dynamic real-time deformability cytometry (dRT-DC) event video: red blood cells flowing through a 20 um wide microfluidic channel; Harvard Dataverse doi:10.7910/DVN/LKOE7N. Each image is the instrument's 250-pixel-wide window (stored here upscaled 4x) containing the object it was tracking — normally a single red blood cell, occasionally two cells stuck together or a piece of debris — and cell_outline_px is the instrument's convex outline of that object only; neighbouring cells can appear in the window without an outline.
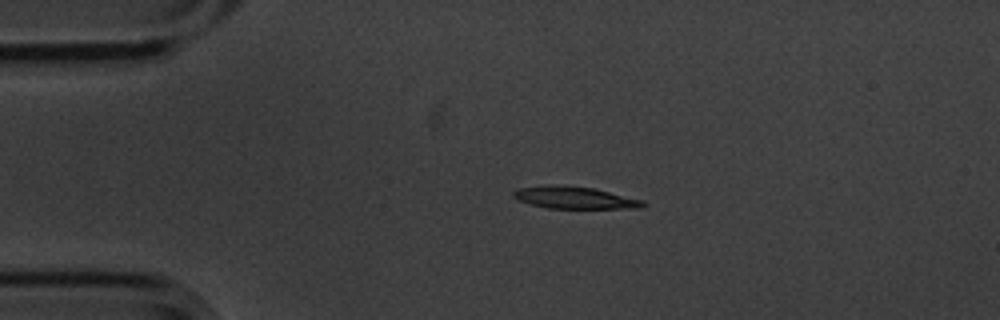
{"species": "common noctule bat (a hibernating species)", "species_latin": "Nyctalus noctula", "temperature_condition": "cold", "stored_images_in_passage": 3, "camera_frame_rate_fps": 3000, "um_per_image_px": 0.085, "animal": {"sex": "male", "body_mass_g": 20.1, "forearm_length_mm": 53.5}, "frame": {"image": 1, "passage_image": 1, "time_ms": 0.0, "image_size_px": [1000, 320], "cell_outline_px": [[648, 204], [640, 208], [548, 208], [532, 204], [520, 200], [512, 196], [512, 192], [516, 188], [548, 184], [564, 184], [592, 188], [644, 200]], "centroid_in_image_um": [48.83, 16.78], "position_along_channel_um": 36.2, "area_um2": 16.82}}
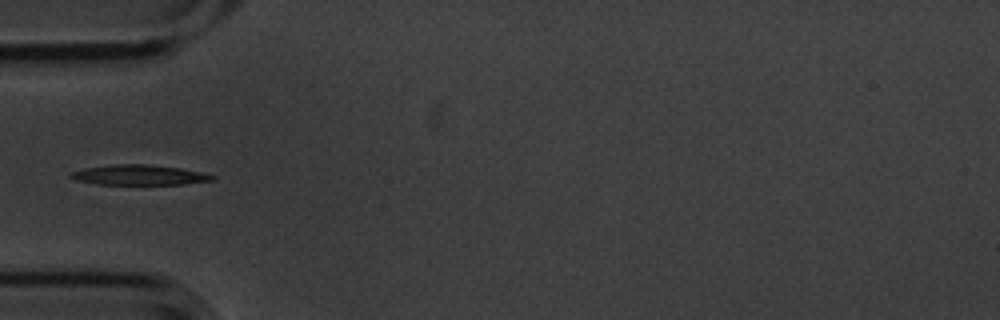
{"frame": {"image": 2, "passage_image": 3, "time_ms": 0.667, "image_size_px": [1000, 320], "cell_outline_px": [[216, 180], [184, 184], [96, 184], [76, 180], [68, 176], [68, 172], [84, 168], [112, 164], [144, 164], [180, 168], [200, 172], [216, 176]], "centroid_in_image_um": [11.79, 14.87], "position_along_channel_um": 73.2, "area_um2": 16.65}}